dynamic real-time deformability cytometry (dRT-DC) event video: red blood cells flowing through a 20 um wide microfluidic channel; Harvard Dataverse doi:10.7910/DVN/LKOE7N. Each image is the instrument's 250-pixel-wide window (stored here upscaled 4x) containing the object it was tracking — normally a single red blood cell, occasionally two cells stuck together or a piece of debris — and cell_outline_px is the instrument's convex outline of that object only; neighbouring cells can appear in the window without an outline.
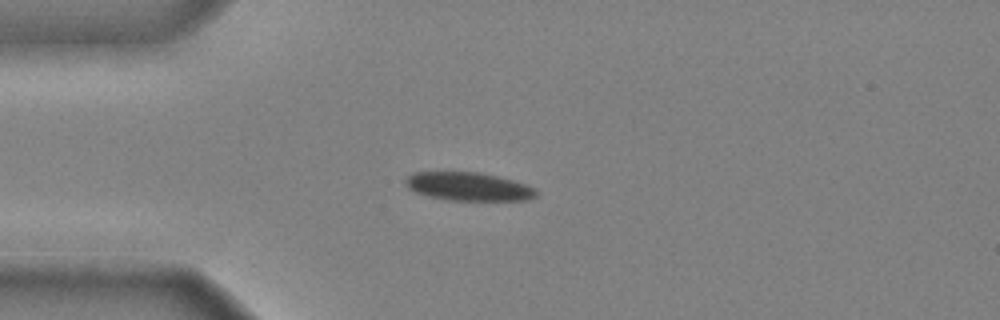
{"species": "common noctule bat (a hibernating species)", "species_latin": "Nyctalus noctula", "temperature_condition": "cold", "stored_images_in_passage": 44, "camera_frame_rate_fps": 3000, "um_per_image_px": 0.085, "animal": {"sex": "male", "body_mass_g": 20.4}, "frame": {"image": 1, "passage_image": 8, "time_ms": 2.333, "image_size_px": [1000, 320], "cell_outline_px": [[540, 192], [536, 196], [528, 200], [448, 200], [416, 192], [408, 188], [404, 184], [404, 180], [412, 172], [480, 172], [528, 184]], "centroid_in_image_um": [39.85, 15.85], "position_along_channel_um": 45.2, "area_um2": 21.62}}
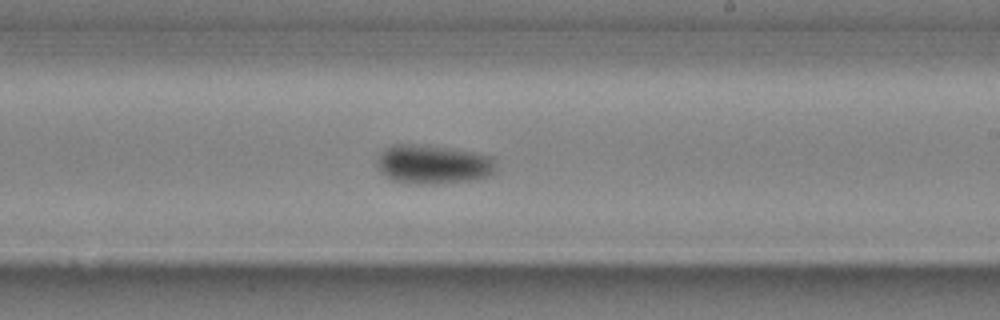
{"frame": {"image": 2, "passage_image": 25, "time_ms": 8.0, "image_size_px": [1000, 320], "cell_outline_px": [[496, 172], [492, 176], [468, 180], [436, 184], [416, 184], [392, 180], [384, 176], [376, 164], [376, 156], [384, 148], [392, 144], [428, 144], [456, 148], [492, 156], [496, 164]], "centroid_in_image_um": [36.81, 13.95], "position_along_channel_um": 252.2, "area_um2": 27.86}}
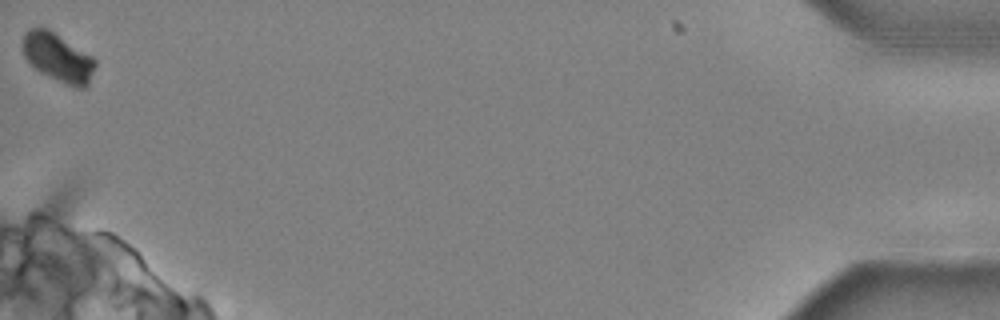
{"frame": {"image": 3, "passage_image": 44, "time_ms": 14.333, "image_size_px": [1000, 320], "cell_outline_px": [[96, 64], [88, 84], [84, 88], [80, 88], [64, 84], [40, 72], [24, 56], [24, 36], [28, 28], [48, 28], [92, 56], [96, 60]], "centroid_in_image_um": [4.95, 4.89], "position_along_channel_um": 430.2, "area_um2": 20.17}, "authors_computed_cell_mechanics": {"area_um2": 23.3801, "velocity_mm_per_s": 3.9395, "shape_relaxation_time_tau1_ms": 8.5041, "shape_relaxation_time_tau2_ms": null, "deformation_change_tau1": 0.2421, "deformation_change_tau2": null}}